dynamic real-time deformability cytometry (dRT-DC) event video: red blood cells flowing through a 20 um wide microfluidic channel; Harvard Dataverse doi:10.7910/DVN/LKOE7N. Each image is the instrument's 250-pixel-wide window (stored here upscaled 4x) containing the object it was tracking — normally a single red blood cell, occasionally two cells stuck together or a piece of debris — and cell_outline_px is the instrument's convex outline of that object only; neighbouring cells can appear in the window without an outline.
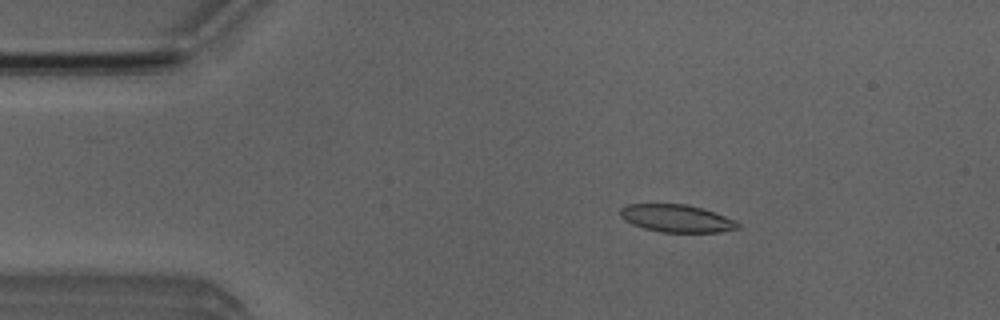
{"species": "Egyptian fruit bat (a non-hibernating species)", "species_latin": "Rousettus aegyptiacus", "temperature_condition": "room temperature", "stored_images_in_passage": 52, "camera_frame_rate_fps": 3000, "um_per_image_px": 0.085, "animal": {"sex": "male"}, "frame": {"image": 1, "passage_image": 9, "time_ms": 2.667, "image_size_px": [1000, 320], "cell_outline_px": [[740, 228], [720, 232], [660, 232], [644, 228], [632, 224], [624, 220], [620, 216], [620, 208], [628, 204], [684, 204], [700, 208], [736, 220], [740, 224]], "centroid_in_image_um": [57.49, 18.57], "position_along_channel_um": 27.5, "area_um2": 18.79}}
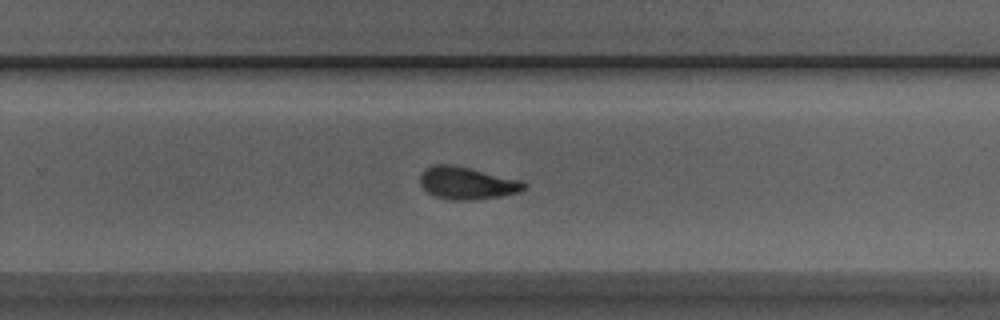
{"frame": {"image": 2, "passage_image": 33, "time_ms": 10.667, "image_size_px": [1000, 320], "cell_outline_px": [[528, 188], [520, 192], [500, 196], [472, 200], [452, 200], [436, 196], [428, 192], [420, 184], [420, 176], [424, 168], [432, 164], [448, 164], [468, 168], [524, 180], [528, 184]], "centroid_in_image_um": [39.74, 15.56], "position_along_channel_um": 290.1, "area_um2": 19.77}}
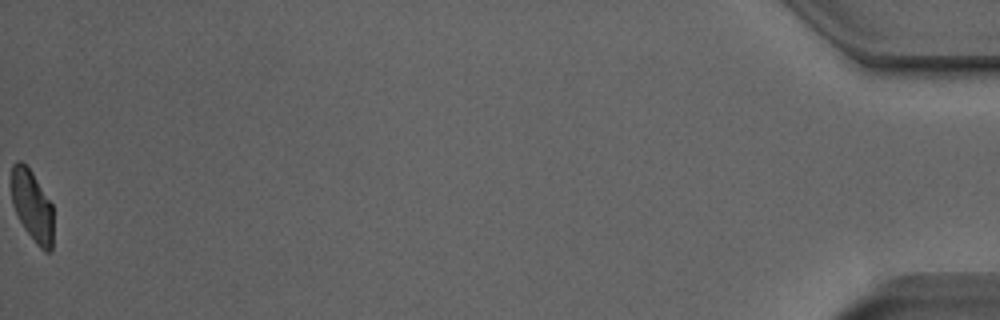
{"frame": {"image": 3, "passage_image": 52, "time_ms": 17.0, "image_size_px": [1000, 320], "cell_outline_px": [[52, 252], [44, 252], [36, 244], [24, 228], [12, 204], [12, 164], [16, 160], [20, 160], [32, 172], [52, 204]], "centroid_in_image_um": [2.74, 17.51], "position_along_channel_um": 432.5, "area_um2": 17.22}, "authors_computed_cell_mechanics": {"area_um2": 19.4208, "velocity_mm_per_s": 3.9753, "shape_relaxation_time_tau1_ms": 7.5145, "shape_relaxation_time_tau2_ms": 1.8942, "deformation_change_tau1": 0.2017, "deformation_change_tau2": 0.0765}}